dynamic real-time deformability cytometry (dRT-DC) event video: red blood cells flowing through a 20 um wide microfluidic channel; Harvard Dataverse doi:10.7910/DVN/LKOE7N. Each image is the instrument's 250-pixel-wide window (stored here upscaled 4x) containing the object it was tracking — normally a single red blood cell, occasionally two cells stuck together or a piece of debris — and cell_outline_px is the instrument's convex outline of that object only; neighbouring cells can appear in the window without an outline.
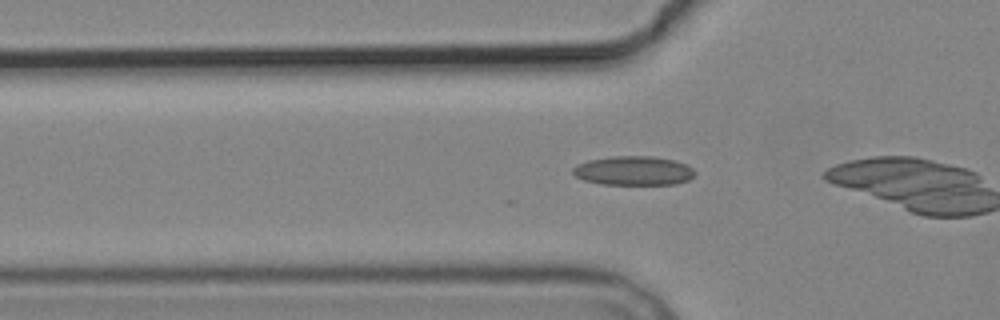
{"species": "common noctule bat (a hibernating species)", "species_latin": "Nyctalus noctula", "temperature_condition": "cold", "stored_images_in_passage": 7, "camera_frame_rate_fps": 3000, "um_per_image_px": 0.085, "animal": {"sex": "male", "body_mass_g": 19.2, "forearm_length_mm": 51.8}, "frame": {"image": 1, "passage_image": 6, "time_ms": 7.0, "image_size_px": [1000, 320], "cell_outline_px": [[696, 172], [688, 180], [676, 184], [600, 184], [584, 180], [576, 176], [572, 172], [572, 168], [576, 164], [588, 160], [612, 156], [652, 156], [676, 160], [688, 164]], "centroid_in_image_um": [53.85, 14.5], "position_along_channel_um": 71.9, "area_um2": 20.87}}